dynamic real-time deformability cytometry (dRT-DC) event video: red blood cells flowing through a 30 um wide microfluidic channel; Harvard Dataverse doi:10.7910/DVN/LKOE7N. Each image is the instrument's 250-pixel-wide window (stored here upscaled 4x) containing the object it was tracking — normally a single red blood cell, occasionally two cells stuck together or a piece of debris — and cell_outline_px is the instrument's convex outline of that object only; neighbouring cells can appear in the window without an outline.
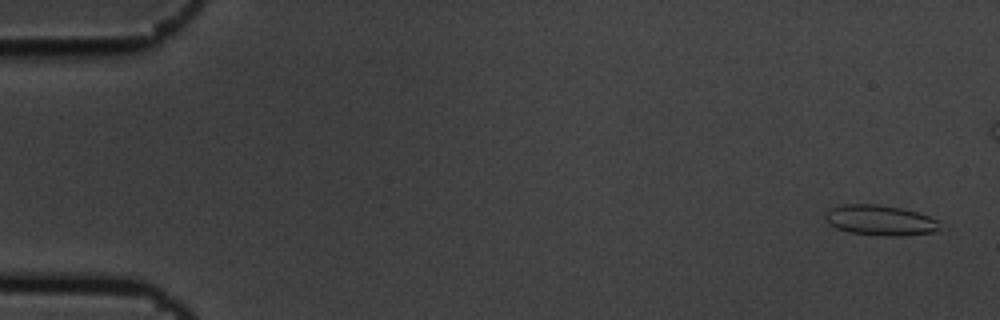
{"species": "common noctule bat (a hibernating species)", "species_latin": "Nyctalus noctula", "temperature_condition": "cold", "stored_images_in_passage": 6, "camera_frame_rate_fps": 3000, "um_per_image_px": 0.085, "animal": {"sex": "male", "body_mass_g": 19.5, "forearm_length_mm": 54.6}, "frame": {"image": 1, "passage_image": 1, "time_ms": 0.0, "image_size_px": [1000, 320], "cell_outline_px": [[948, 228], [936, 232], [900, 236], [876, 236], [848, 232], [836, 228], [824, 220], [824, 212], [832, 208], [844, 204], [880, 204], [900, 208], [916, 212], [928, 216], [936, 220]], "centroid_in_image_um": [74.85, 18.74], "position_along_channel_um": 10.1, "area_um2": 20.75}}